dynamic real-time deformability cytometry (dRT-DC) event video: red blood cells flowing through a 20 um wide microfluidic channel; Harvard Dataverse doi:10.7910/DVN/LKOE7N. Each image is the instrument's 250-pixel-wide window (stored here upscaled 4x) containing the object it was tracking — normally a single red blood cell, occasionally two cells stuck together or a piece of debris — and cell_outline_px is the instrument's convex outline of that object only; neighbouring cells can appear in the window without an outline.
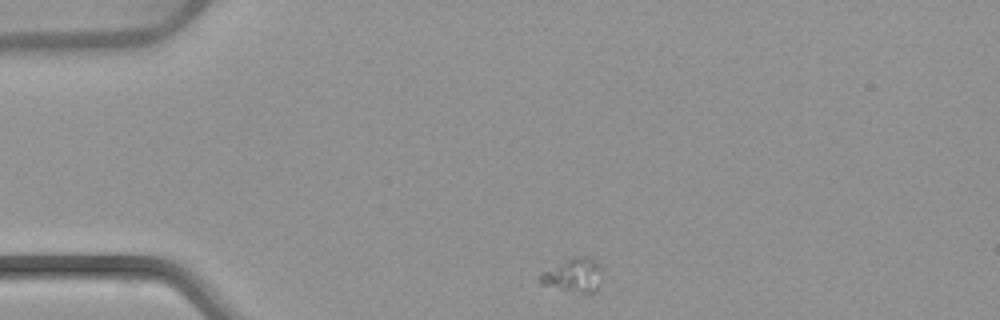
{"species": "common noctule bat (a hibernating species)", "species_latin": "Nyctalus noctula", "temperature_condition": "warm", "stored_images_in_passage": 44, "camera_frame_rate_fps": 3000, "um_per_image_px": 0.085, "animal": {"sex": "female", "body_mass_g": 22.7, "forearm_length_mm": 54.2}, "frame": {"image": 1, "passage_image": 1, "time_ms": 0.0, "image_size_px": [1000, 320], "cell_outline_px": [[604, 272], [596, 292], [584, 292], [540, 284], [540, 276], [544, 272], [572, 256], [588, 256], [596, 260], [604, 268]], "centroid_in_image_um": [48.87, 23.34], "position_along_channel_um": 36.1, "area_um2": 12.08}}
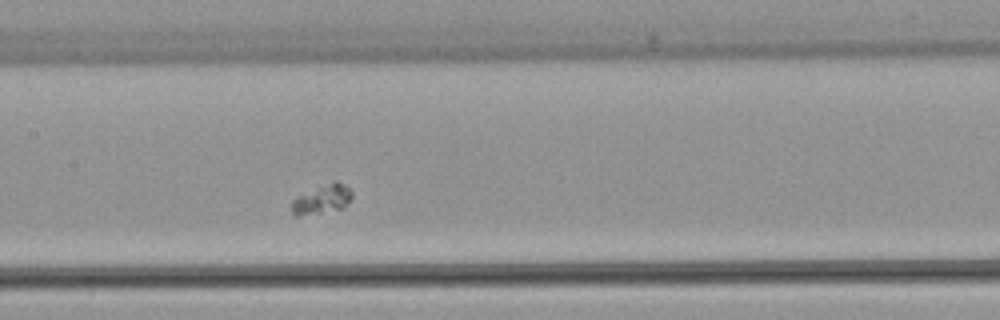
{"frame": {"image": 2, "passage_image": 16, "time_ms": 5.0, "image_size_px": [1000, 320], "cell_outline_px": [[352, 196], [344, 208], [296, 216], [292, 212], [292, 200], [296, 196], [332, 180], [336, 180], [344, 184], [352, 192]], "centroid_in_image_um": [27.38, 16.9], "position_along_channel_um": 180.0, "area_um2": 10.17}}
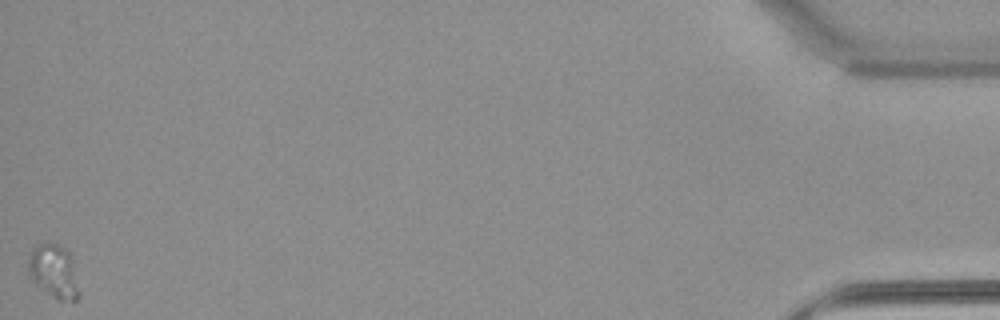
{"frame": {"image": 3, "passage_image": 44, "time_ms": 14.333, "image_size_px": [1000, 320], "cell_outline_px": [[80, 296], [76, 300], [56, 300], [36, 284], [28, 276], [28, 260], [32, 248], [40, 244], [60, 244], [68, 252], [72, 260], [80, 292]], "centroid_in_image_um": [4.57, 23.09], "position_along_channel_um": 430.6, "area_um2": 15.84}}